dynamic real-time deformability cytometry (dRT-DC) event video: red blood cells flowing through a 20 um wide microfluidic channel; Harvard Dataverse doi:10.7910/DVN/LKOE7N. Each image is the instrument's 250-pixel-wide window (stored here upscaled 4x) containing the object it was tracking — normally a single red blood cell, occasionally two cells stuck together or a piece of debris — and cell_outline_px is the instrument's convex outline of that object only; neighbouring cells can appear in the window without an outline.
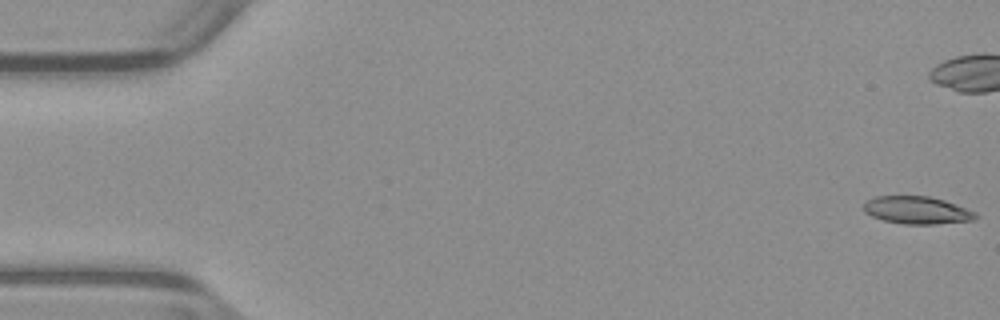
{"species": "common noctule bat (a hibernating species)", "species_latin": "Nyctalus noctula", "temperature_condition": "warm", "stored_images_in_passage": 54, "camera_frame_rate_fps": 3000, "um_per_image_px": 0.085, "animal": {"sex": "male", "body_mass_g": 23.1, "forearm_length_mm": 52.7}, "frame": {"image": 1, "passage_image": 1, "time_ms": 0.0, "image_size_px": [1000, 320], "cell_outline_px": [[980, 216], [976, 220], [936, 224], [904, 224], [884, 220], [872, 216], [864, 212], [864, 204], [868, 200], [876, 196], [928, 196], [944, 200], [976, 212]], "centroid_in_image_um": [77.98, 17.87], "position_along_channel_um": 7.0, "area_um2": 17.98}}
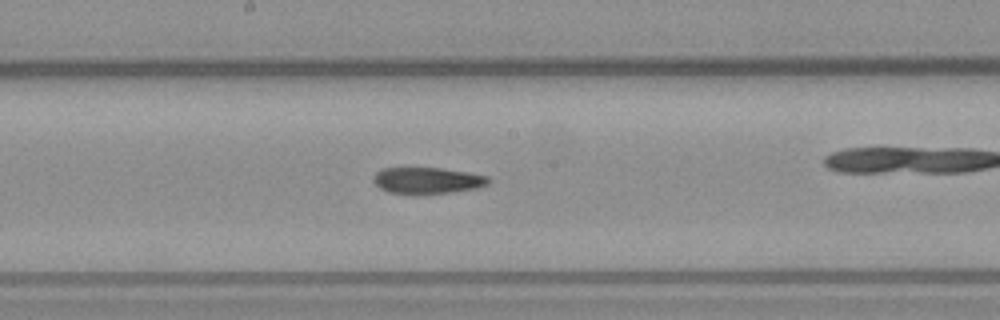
{"frame": {"image": 2, "passage_image": 28, "time_ms": 9.0, "image_size_px": [1000, 320], "cell_outline_px": [[492, 180], [488, 184], [476, 188], [452, 192], [416, 196], [388, 192], [380, 188], [372, 180], [372, 176], [376, 172], [384, 168], [440, 168], [468, 172], [488, 176]], "centroid_in_image_um": [36.31, 15.37], "position_along_channel_um": 211.9, "area_um2": 18.15}}
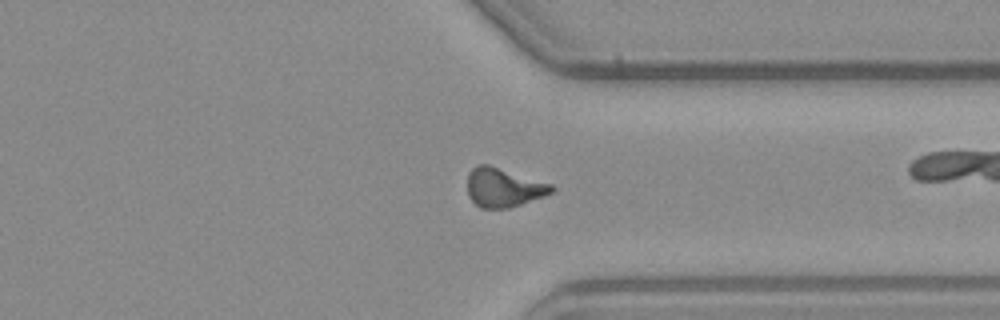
{"frame": {"image": 3, "passage_image": 40, "time_ms": 13.0, "image_size_px": [1000, 320], "cell_outline_px": [[556, 188], [552, 192], [544, 196], [508, 208], [480, 208], [468, 196], [468, 172], [476, 164], [488, 164], [552, 184]], "centroid_in_image_um": [42.78, 15.93], "position_along_channel_um": 368.6, "area_um2": 19.07}, "authors_computed_cell_mechanics": {"area_um2": 18.3804, "velocity_mm_per_s": 3.946, "shape_relaxation_time_tau1_ms": null, "shape_relaxation_time_tau2_ms": 5.8544, "deformation_change_tau1": null, "deformation_change_tau2": 0.1525}}